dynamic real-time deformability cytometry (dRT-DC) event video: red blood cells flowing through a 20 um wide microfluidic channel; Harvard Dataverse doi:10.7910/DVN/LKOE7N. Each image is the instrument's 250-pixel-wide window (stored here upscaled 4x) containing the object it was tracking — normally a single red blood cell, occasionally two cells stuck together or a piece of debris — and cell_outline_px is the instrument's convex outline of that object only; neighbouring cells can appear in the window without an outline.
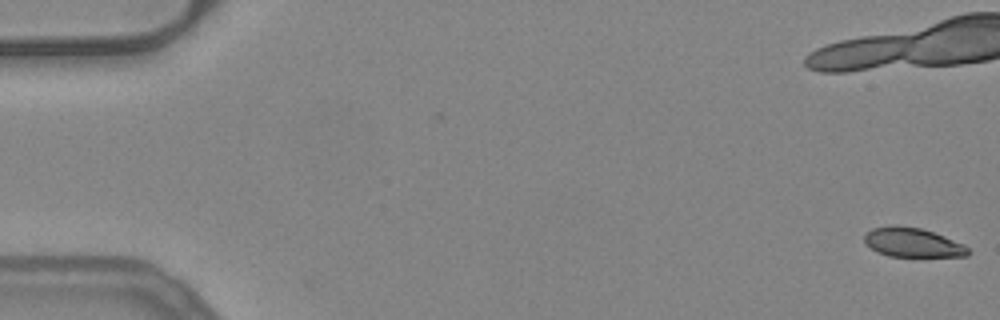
{"species": "common noctule bat (a hibernating species)", "species_latin": "Nyctalus noctula", "temperature_condition": "warm", "stored_images_in_passage": 2, "camera_frame_rate_fps": 3000, "um_per_image_px": 0.085, "animal": {"sex": "female", "body_mass_g": 24.6, "forearm_length_mm": 56.2}, "frame": {"image": 1, "passage_image": 2, "time_ms": 0.333, "image_size_px": [1000, 320], "cell_outline_px": [[972, 252], [968, 256], [888, 256], [876, 252], [864, 244], [864, 236], [872, 228], [892, 224], [896, 224], [920, 228], [944, 236], [964, 244]], "centroid_in_image_um": [77.54, 20.6], "position_along_channel_um": 7.5, "area_um2": 17.86}}